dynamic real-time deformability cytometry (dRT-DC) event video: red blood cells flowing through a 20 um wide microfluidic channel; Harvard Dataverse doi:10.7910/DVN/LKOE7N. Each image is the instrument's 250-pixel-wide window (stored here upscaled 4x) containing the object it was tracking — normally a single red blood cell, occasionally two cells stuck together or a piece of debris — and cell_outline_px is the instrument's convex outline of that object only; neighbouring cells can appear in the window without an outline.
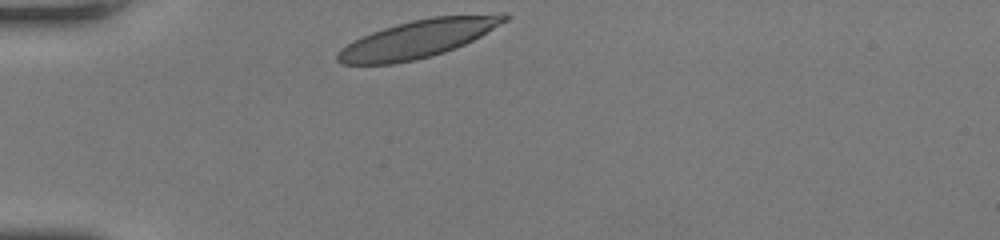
{"species": "human", "species_latin": "Homo sapiens", "temperature_condition": "room temperature", "stored_images_in_passage": 29, "camera_frame_rate_fps": 3000, "um_per_image_px": 0.085, "donor": {"sex": "female"}, "frame": {"image": 1, "passage_image": 1, "time_ms": 0.0, "image_size_px": [1000, 240], "cell_outline_px": [[512, 16], [508, 20], [480, 36], [464, 44], [444, 52], [432, 56], [416, 60], [392, 64], [340, 64], [336, 60], [336, 52], [340, 48], [372, 32], [396, 24], [412, 20], [432, 16], [500, 12], [508, 12]], "centroid_in_image_um": [35.6, 3.27], "position_along_channel_um": 49.4, "area_um2": 37.05}}
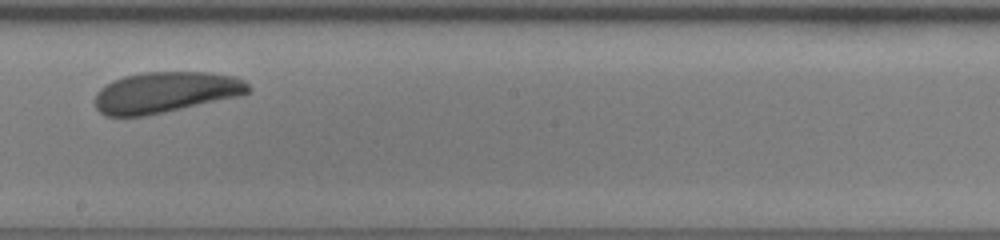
{"frame": {"image": 2, "passage_image": 17, "time_ms": 5.333, "image_size_px": [1000, 240], "cell_outline_px": [[252, 92], [244, 96], [144, 116], [104, 116], [96, 108], [92, 100], [96, 92], [100, 88], [112, 80], [124, 76], [140, 72], [208, 72], [236, 76], [244, 80], [252, 88]], "centroid_in_image_um": [14.1, 7.84], "position_along_channel_um": 234.1, "area_um2": 37.34}}
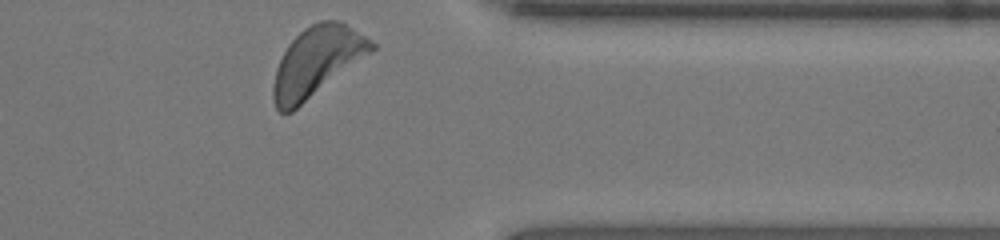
{"frame": {"image": 3, "passage_image": 29, "time_ms": 9.333, "image_size_px": [1000, 240], "cell_outline_px": [[376, 48], [292, 112], [280, 112], [276, 108], [272, 100], [272, 88], [276, 68], [288, 44], [304, 28], [320, 20], [336, 20], [368, 36], [376, 44]], "centroid_in_image_um": [26.91, 5.24], "position_along_channel_um": 384.5, "area_um2": 39.3}, "authors_computed_cell_mechanics": {"area_um2": 37.0498, "velocity_mm_per_s": 3.9392, "shape_relaxation_time_tau1_ms": 1.4542, "shape_relaxation_time_tau2_ms": null, "deformation_change_tau1": 0.0744, "deformation_change_tau2": null}}